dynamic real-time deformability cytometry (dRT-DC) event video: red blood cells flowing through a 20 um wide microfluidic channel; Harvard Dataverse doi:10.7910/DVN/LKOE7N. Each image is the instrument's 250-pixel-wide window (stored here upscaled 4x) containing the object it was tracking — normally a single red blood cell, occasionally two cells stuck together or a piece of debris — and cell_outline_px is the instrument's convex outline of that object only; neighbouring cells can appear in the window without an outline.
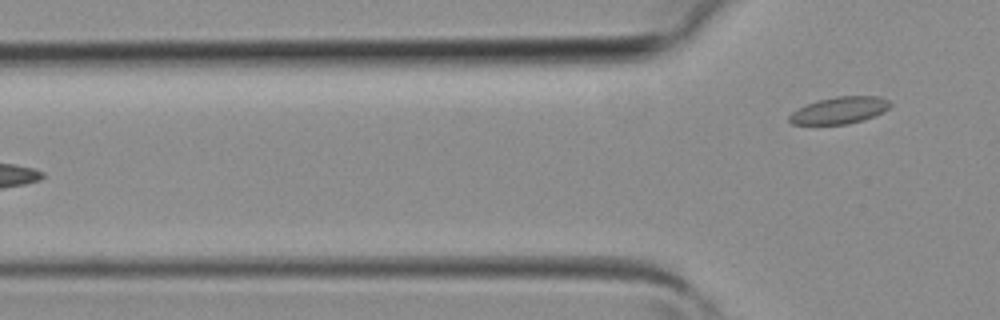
{"species": "common noctule bat (a hibernating species)", "species_latin": "Nyctalus noctula", "temperature_condition": "room temperature", "stored_images_in_passage": 4, "camera_frame_rate_fps": 3000, "um_per_image_px": 0.085, "animal": {"sex": "female", "body_mass_g": 19.3, "forearm_length_mm": 54.1}, "frame": {"image": 1, "passage_image": 4, "time_ms": 1.0, "image_size_px": [1000, 320], "cell_outline_px": [[892, 104], [884, 112], [864, 120], [844, 124], [792, 124], [788, 120], [788, 116], [792, 112], [808, 104], [820, 100], [836, 96], [880, 96], [888, 100]], "centroid_in_image_um": [71.39, 9.37], "position_along_channel_um": 54.4, "area_um2": 15.66}}